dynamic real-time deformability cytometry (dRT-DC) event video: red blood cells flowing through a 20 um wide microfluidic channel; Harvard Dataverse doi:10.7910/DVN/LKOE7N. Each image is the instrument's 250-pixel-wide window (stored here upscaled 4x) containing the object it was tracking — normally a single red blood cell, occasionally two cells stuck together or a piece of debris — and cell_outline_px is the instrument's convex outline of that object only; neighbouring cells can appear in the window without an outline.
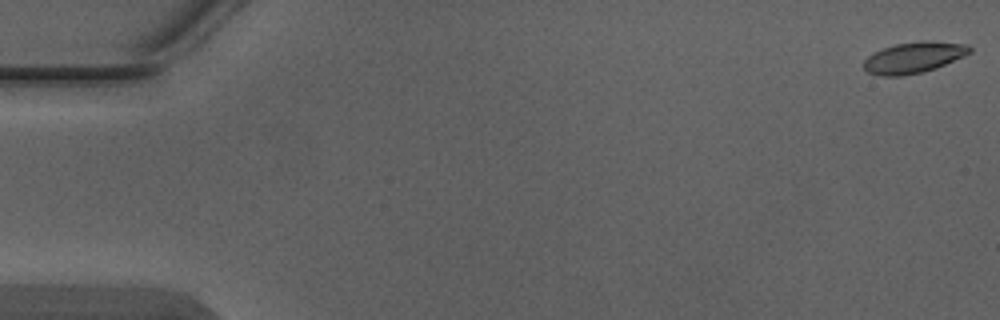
{"species": "Egyptian fruit bat (a non-hibernating species)", "species_latin": "Rousettus aegyptiacus", "temperature_condition": "warm", "stored_images_in_passage": 5, "camera_frame_rate_fps": 3000, "um_per_image_px": 0.085, "animal": {"sex": "male"}, "frame": {"image": 1, "passage_image": 1, "time_ms": 0.0, "image_size_px": [1000, 320], "cell_outline_px": [[972, 52], [964, 56], [936, 68], [904, 76], [884, 76], [868, 72], [864, 68], [864, 60], [868, 56], [884, 48], [896, 44], [920, 40], [968, 44], [972, 48]], "centroid_in_image_um": [77.7, 4.88], "position_along_channel_um": 7.3, "area_um2": 19.02}}
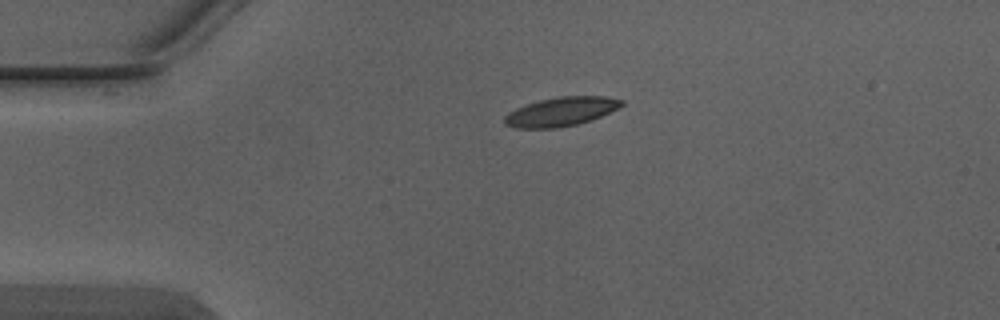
{"frame": {"image": 2, "passage_image": 4, "time_ms": 1.0, "image_size_px": [1000, 320], "cell_outline_px": [[624, 104], [600, 116], [576, 124], [556, 128], [516, 128], [504, 124], [504, 116], [508, 112], [516, 108], [540, 100], [560, 96], [604, 96], [624, 100]], "centroid_in_image_um": [47.65, 9.48], "position_along_channel_um": 37.4, "area_um2": 19.48}}
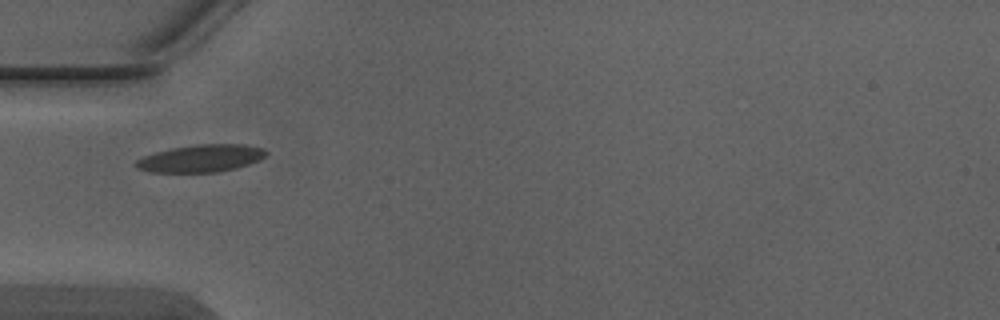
{"frame": {"image": 3, "passage_image": 5, "time_ms": 1.333, "image_size_px": [1000, 320], "cell_outline_px": [[268, 152], [260, 160], [236, 168], [216, 172], [148, 172], [136, 168], [132, 164], [136, 160], [144, 156], [156, 152], [172, 148], [196, 144], [244, 144], [264, 148]], "centroid_in_image_um": [17.06, 13.46], "position_along_channel_um": 67.9, "area_um2": 20.87}}